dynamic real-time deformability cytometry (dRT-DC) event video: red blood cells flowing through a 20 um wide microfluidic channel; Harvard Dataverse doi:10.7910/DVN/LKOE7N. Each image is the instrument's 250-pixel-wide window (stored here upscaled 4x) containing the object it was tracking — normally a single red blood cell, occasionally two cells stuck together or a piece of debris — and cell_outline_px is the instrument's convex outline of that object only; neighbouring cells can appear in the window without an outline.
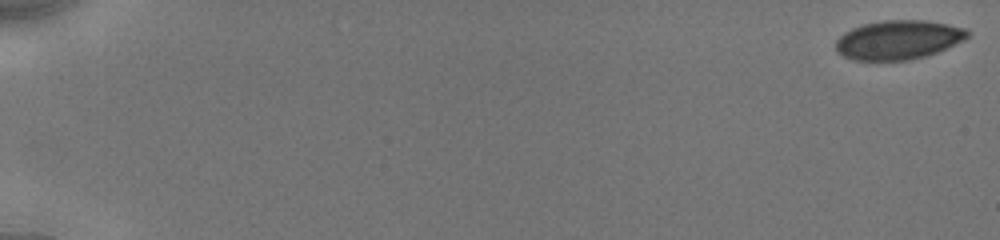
{"species": "human", "species_latin": "Homo sapiens", "temperature_condition": "cold", "stored_images_in_passage": 45, "camera_frame_rate_fps": 3000, "um_per_image_px": 0.085, "donor": {"sex": "male"}, "frame": {"image": 1, "passage_image": 1, "time_ms": 0.0, "image_size_px": [1000, 240], "cell_outline_px": [[968, 36], [964, 40], [936, 52], [924, 56], [904, 60], [856, 60], [844, 56], [836, 52], [836, 40], [844, 32], [860, 24], [884, 20], [924, 20], [964, 28], [968, 32]], "centroid_in_image_um": [76.3, 3.38], "position_along_channel_um": 8.7, "area_um2": 29.71}}
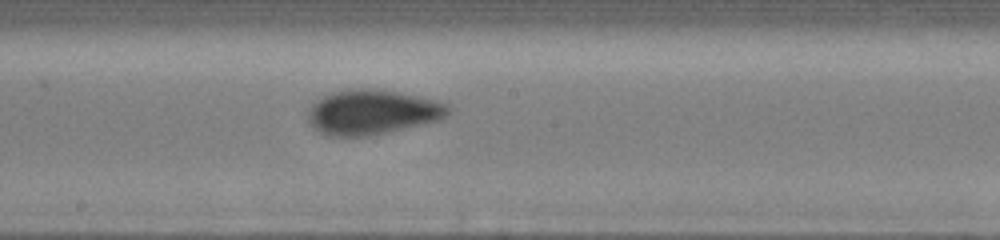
{"frame": {"image": 2, "passage_image": 24, "time_ms": 10.333, "image_size_px": [1000, 240], "cell_outline_px": [[452, 112], [448, 116], [440, 120], [368, 136], [328, 136], [320, 132], [308, 120], [308, 108], [316, 100], [332, 92], [356, 88], [372, 88], [400, 92], [440, 100], [448, 104], [452, 108]], "centroid_in_image_um": [31.7, 9.51], "position_along_channel_um": 216.5, "area_um2": 36.88}}
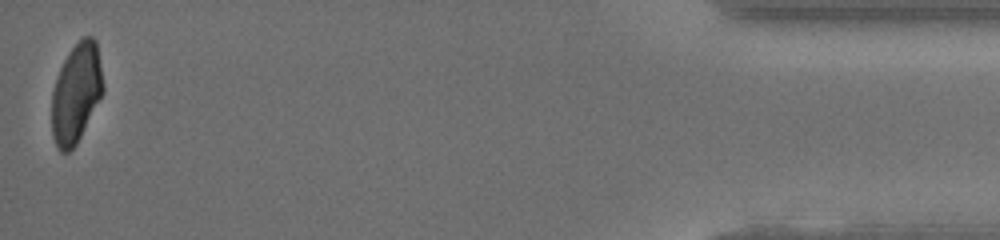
{"frame": {"image": 3, "passage_image": 45, "time_ms": 17.667, "image_size_px": [1000, 240], "cell_outline_px": [[104, 92], [76, 144], [68, 152], [60, 152], [56, 148], [52, 136], [52, 92], [56, 76], [64, 60], [72, 48], [84, 36], [92, 36], [96, 40], [104, 84]], "centroid_in_image_um": [6.48, 7.93], "position_along_channel_um": 428.7, "area_um2": 29.77}, "authors_computed_cell_mechanics": {"area_um2": 32.946, "velocity_mm_per_s": 3.9256, "shape_relaxation_time_tau1_ms": 4.4509, "shape_relaxation_time_tau2_ms": null, "deformation_change_tau1": 0.1034, "deformation_change_tau2": null}}